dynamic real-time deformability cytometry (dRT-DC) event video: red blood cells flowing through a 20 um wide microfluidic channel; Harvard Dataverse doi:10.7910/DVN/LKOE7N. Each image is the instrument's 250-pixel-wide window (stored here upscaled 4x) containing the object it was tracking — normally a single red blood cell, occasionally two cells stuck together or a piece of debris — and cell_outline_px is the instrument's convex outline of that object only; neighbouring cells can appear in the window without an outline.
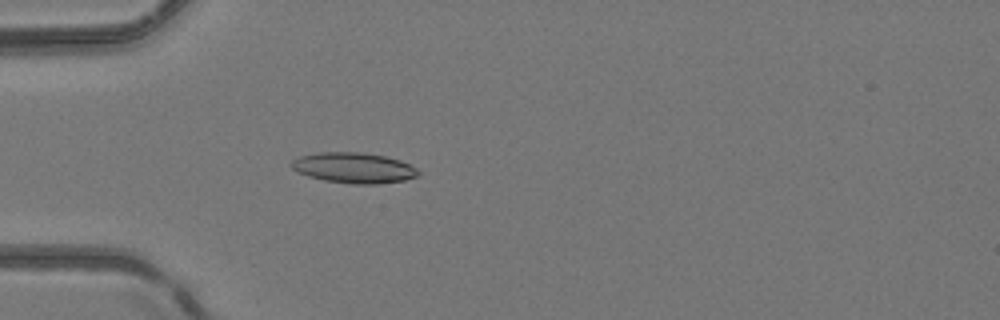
{"species": "common noctule bat (a hibernating species)", "species_latin": "Nyctalus noctula", "temperature_condition": "room temperature", "stored_images_in_passage": 25, "camera_frame_rate_fps": 3000, "um_per_image_px": 0.085, "animal": {"sex": "female", "body_mass_g": 24.6, "forearm_length_mm": 56.2}, "frame": {"image": 1, "passage_image": 15, "time_ms": 4.667, "image_size_px": [1000, 320], "cell_outline_px": [[420, 176], [404, 180], [376, 184], [352, 184], [324, 180], [308, 176], [296, 172], [288, 164], [292, 160], [300, 156], [316, 152], [360, 152], [384, 156], [400, 160], [416, 168], [420, 172]], "centroid_in_image_um": [30.04, 14.26], "position_along_channel_um": 55.0, "area_um2": 22.72}}
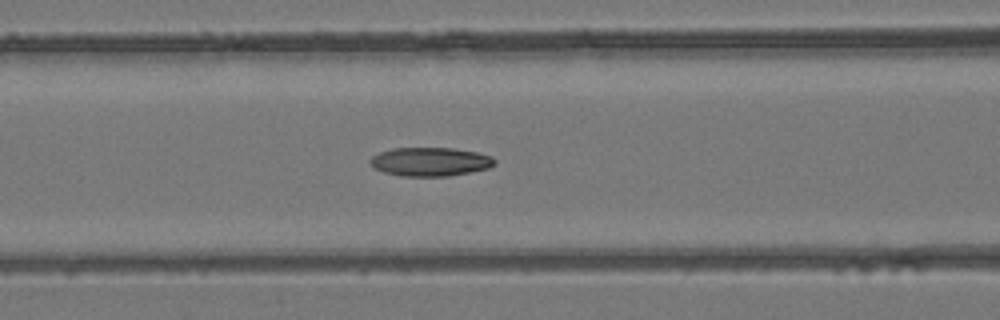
{"frame": {"image": 2, "passage_image": 21, "time_ms": 6.667, "image_size_px": [1000, 320], "cell_outline_px": [[496, 164], [488, 168], [448, 176], [400, 176], [384, 172], [372, 168], [368, 160], [372, 156], [380, 152], [392, 148], [452, 148], [476, 152], [492, 156], [496, 160]], "centroid_in_image_um": [36.53, 13.74], "position_along_channel_um": 130.1, "area_um2": 20.92}}
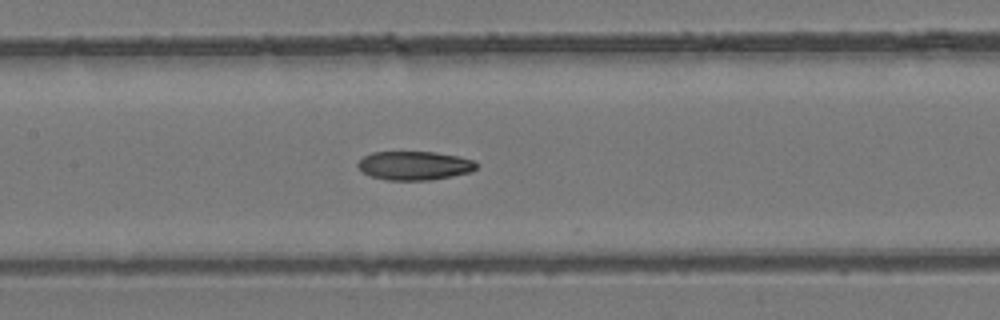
{"frame": {"image": 3, "passage_image": 24, "time_ms": 7.667, "image_size_px": [1000, 320], "cell_outline_px": [[476, 168], [468, 172], [452, 176], [432, 180], [388, 180], [372, 176], [364, 172], [356, 164], [364, 156], [372, 152], [436, 152], [460, 156], [472, 160], [476, 164]], "centroid_in_image_um": [35.23, 14.07], "position_along_channel_um": 172.2, "area_um2": 19.71}}